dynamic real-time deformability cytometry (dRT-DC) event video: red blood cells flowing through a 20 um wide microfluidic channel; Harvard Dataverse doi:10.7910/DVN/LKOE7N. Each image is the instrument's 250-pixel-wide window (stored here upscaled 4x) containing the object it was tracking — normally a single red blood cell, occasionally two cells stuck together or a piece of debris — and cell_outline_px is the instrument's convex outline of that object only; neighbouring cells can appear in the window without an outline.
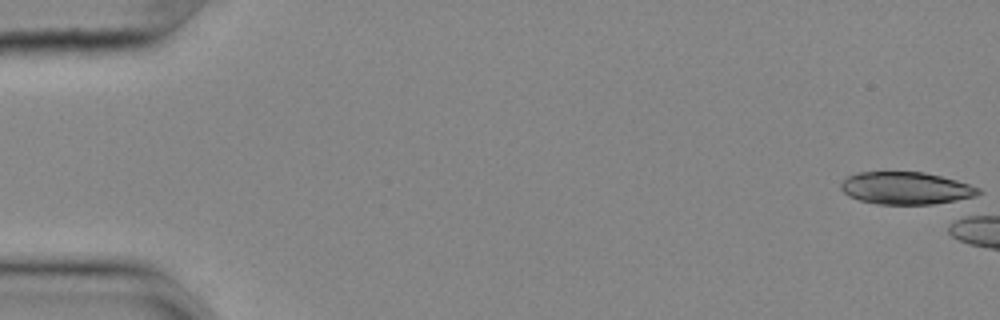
{"species": "common noctule bat (a hibernating species)", "species_latin": "Nyctalus noctula", "temperature_condition": "cold", "stored_images_in_passage": 2, "camera_frame_rate_fps": 3000, "um_per_image_px": 0.085, "animal": {"sex": "female", "body_mass_g": 25.1}, "frame": {"image": 1, "passage_image": 1, "time_ms": 0.0, "image_size_px": [1000, 320], "cell_outline_px": [[984, 192], [968, 200], [932, 204], [880, 204], [860, 200], [848, 196], [840, 188], [840, 184], [848, 176], [856, 172], [924, 172], [956, 180], [980, 188]], "centroid_in_image_um": [77.07, 16.0], "position_along_channel_um": 7.9, "area_um2": 26.24}}